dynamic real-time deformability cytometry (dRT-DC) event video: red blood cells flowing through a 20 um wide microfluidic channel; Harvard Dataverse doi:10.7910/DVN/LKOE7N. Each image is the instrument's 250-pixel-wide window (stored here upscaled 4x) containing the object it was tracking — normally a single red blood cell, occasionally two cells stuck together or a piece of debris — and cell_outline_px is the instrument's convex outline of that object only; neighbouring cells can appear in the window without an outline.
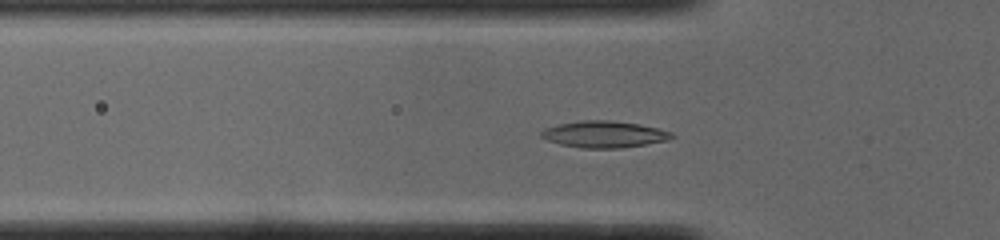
{"species": "common noctule bat (a hibernating species)", "species_latin": "Nyctalus noctula", "temperature_condition": "cold", "stored_images_in_passage": 51, "camera_frame_rate_fps": 3000, "um_per_image_px": 0.085, "animal": {"sex": "male", "body_mass_g": 19.0, "forearm_length_mm": 50.8}, "frame": {"image": 1, "passage_image": 15, "time_ms": 4.667, "image_size_px": [1000, 240], "cell_outline_px": [[676, 136], [668, 140], [620, 148], [580, 148], [560, 144], [548, 140], [540, 136], [540, 132], [544, 128], [560, 124], [580, 120], [608, 120], [640, 124], [660, 128], [672, 132]], "centroid_in_image_um": [51.37, 11.41], "position_along_channel_um": 74.4, "area_um2": 20.29}}
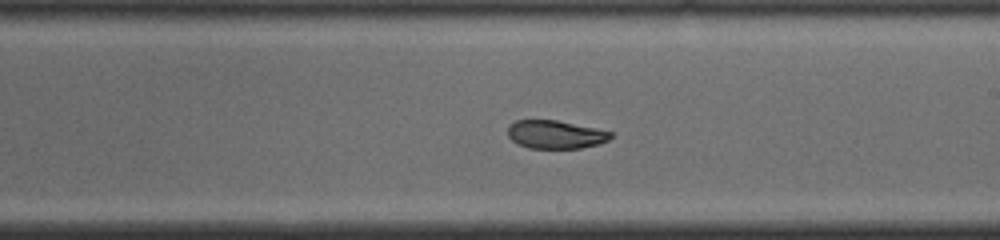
{"frame": {"image": 2, "passage_image": 28, "time_ms": 9.0, "image_size_px": [1000, 240], "cell_outline_px": [[612, 136], [608, 140], [596, 144], [580, 148], [528, 148], [516, 144], [508, 136], [508, 124], [516, 120], [556, 120], [612, 132]], "centroid_in_image_um": [47.15, 11.43], "position_along_channel_um": 241.9, "area_um2": 16.82}}
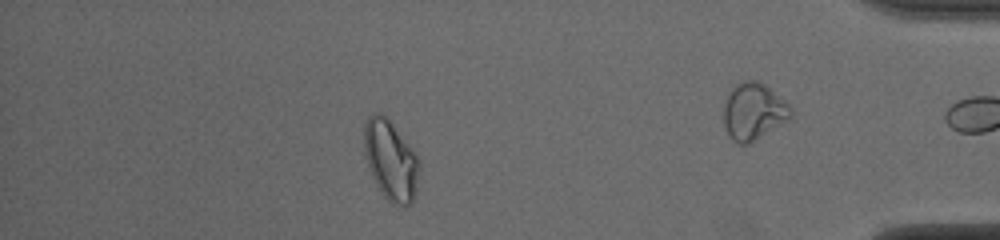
{"frame": {"image": 3, "passage_image": 44, "time_ms": 14.333, "image_size_px": [1000, 240], "cell_outline_px": [[420, 168], [416, 192], [412, 204], [404, 208], [392, 204], [384, 196], [376, 184], [372, 176], [364, 152], [364, 124], [368, 116], [376, 112], [380, 112], [392, 124], [416, 156], [420, 164]], "centroid_in_image_um": [33.21, 13.68], "position_along_channel_um": 402.0, "area_um2": 25.49}, "authors_computed_cell_mechanics": {"area_um2": 19.1896, "velocity_mm_per_s": 3.8655, "shape_relaxation_time_tau1_ms": null, "shape_relaxation_time_tau2_ms": 3.416, "deformation_change_tau1": null, "deformation_change_tau2": 0.0715}}